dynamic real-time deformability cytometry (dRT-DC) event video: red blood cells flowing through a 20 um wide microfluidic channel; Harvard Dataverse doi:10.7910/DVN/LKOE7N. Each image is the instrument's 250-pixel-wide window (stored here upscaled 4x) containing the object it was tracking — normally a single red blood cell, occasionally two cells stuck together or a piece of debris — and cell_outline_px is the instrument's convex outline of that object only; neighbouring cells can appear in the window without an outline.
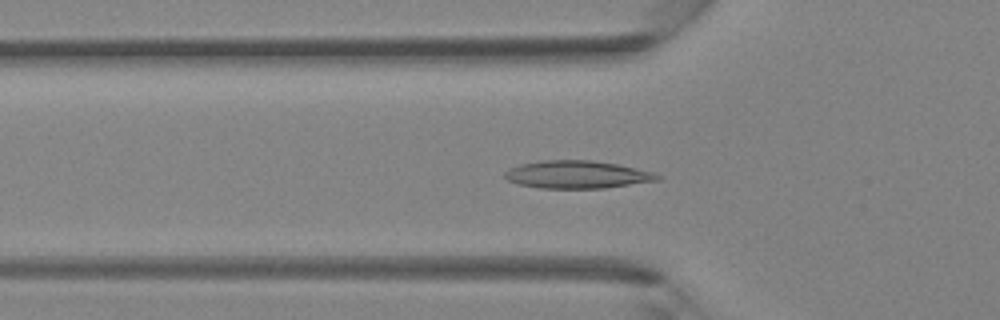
{"species": "Egyptian fruit bat (a non-hibernating species)", "species_latin": "Rousettus aegyptiacus", "temperature_condition": "room temperature", "stored_images_in_passage": 43, "segment_of_instrument_passage": [1, 2], "camera_frame_rate_fps": 3000, "um_per_image_px": 0.085, "animal": {"sex": "female"}, "frame": {"image": 1, "passage_image": 14, "time_ms": 4.333, "image_size_px": [1000, 320], "cell_outline_px": [[664, 176], [660, 180], [604, 188], [540, 188], [516, 184], [508, 180], [504, 176], [504, 172], [508, 168], [520, 164], [540, 160], [592, 160], [616, 164], [636, 168], [652, 172]], "centroid_in_image_um": [49.03, 14.83], "position_along_channel_um": 76.8, "area_um2": 24.8}}
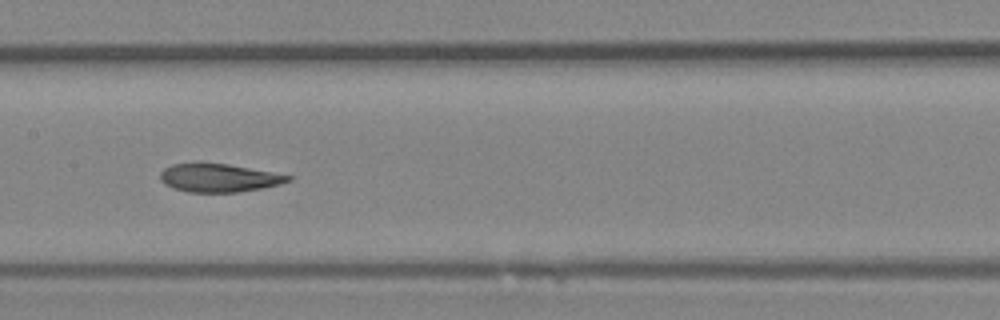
{"frame": {"image": 2, "passage_image": 21, "time_ms": 6.667, "image_size_px": [1000, 320], "cell_outline_px": [[292, 180], [280, 184], [260, 188], [236, 192], [188, 192], [172, 188], [164, 184], [160, 180], [160, 172], [164, 168], [172, 164], [196, 160], [228, 164], [272, 172], [292, 176]], "centroid_in_image_um": [18.51, 15.08], "position_along_channel_um": 188.9, "area_um2": 21.56}}
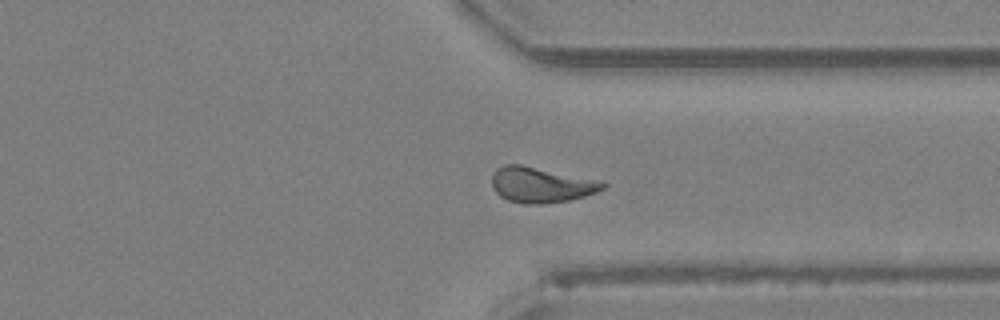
{"frame": {"image": 3, "passage_image": 32, "time_ms": 10.333, "image_size_px": [1000, 320], "cell_outline_px": [[608, 184], [604, 188], [596, 192], [584, 196], [568, 200], [540, 204], [524, 204], [508, 200], [500, 196], [492, 188], [492, 176], [496, 168], [504, 164], [520, 164], [604, 180]], "centroid_in_image_um": [46.01, 15.69], "position_along_channel_um": 365.4, "area_um2": 23.24}}